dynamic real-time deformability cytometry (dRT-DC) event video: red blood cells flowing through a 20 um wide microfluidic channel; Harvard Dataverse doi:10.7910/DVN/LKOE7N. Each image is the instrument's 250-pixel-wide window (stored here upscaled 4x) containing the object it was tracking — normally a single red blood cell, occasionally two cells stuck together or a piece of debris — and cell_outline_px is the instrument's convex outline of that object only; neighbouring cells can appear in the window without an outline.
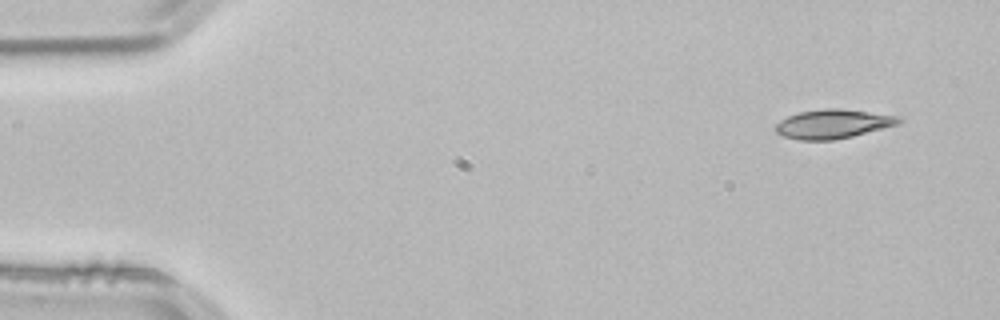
{"species": "common noctule bat (a hibernating species)", "species_latin": "Nyctalus noctula", "temperature_condition": "room temperature", "stored_images_in_passage": 50, "camera_frame_rate_fps": 3000, "um_per_image_px": 0.085, "animal": {"sex": "male", "body_mass_g": 21.5, "forearm_length_mm": 52.0}, "frame": {"image": 1, "passage_image": 1, "time_ms": 0.0, "image_size_px": [1000, 320], "cell_outline_px": [[904, 120], [900, 124], [852, 136], [832, 140], [800, 140], [784, 136], [776, 132], [772, 128], [780, 120], [788, 116], [800, 112], [824, 108], [836, 108], [900, 116]], "centroid_in_image_um": [70.8, 10.53], "position_along_channel_um": 14.2, "area_um2": 20.87}}
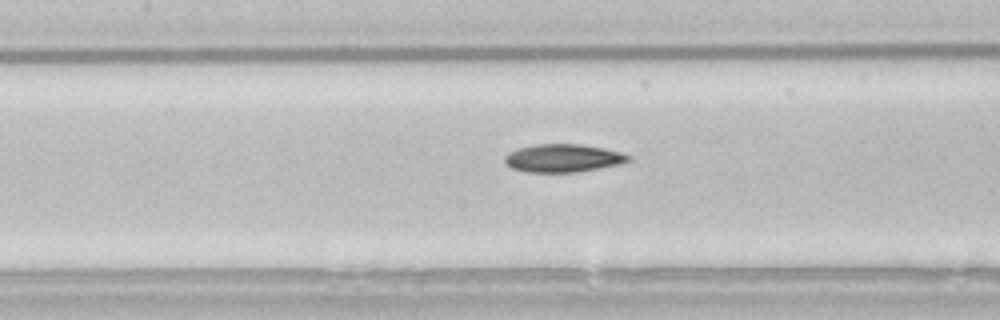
{"frame": {"image": 2, "passage_image": 21, "time_ms": 6.667, "image_size_px": [1000, 320], "cell_outline_px": [[632, 160], [620, 164], [580, 172], [528, 172], [512, 168], [504, 160], [504, 156], [508, 152], [520, 148], [536, 144], [580, 144], [604, 148], [620, 152], [632, 156]], "centroid_in_image_um": [47.9, 13.44], "position_along_channel_um": 159.5, "area_um2": 20.23}}
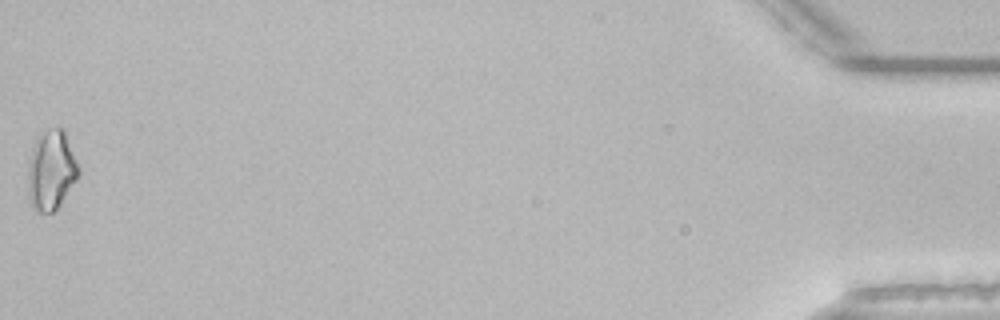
{"frame": {"image": 3, "passage_image": 50, "time_ms": 16.333, "image_size_px": [1000, 320], "cell_outline_px": [[80, 172], [76, 180], [60, 204], [52, 212], [40, 212], [32, 204], [28, 196], [28, 164], [32, 148], [36, 136], [48, 128], [64, 128], [80, 168]], "centroid_in_image_um": [4.36, 14.41], "position_along_channel_um": 430.8, "area_um2": 23.52}, "authors_computed_cell_mechanics": {"area_um2": 20.1144, "velocity_mm_per_s": 3.8579, "shape_relaxation_time_tau1_ms": 8.4509, "shape_relaxation_time_tau2_ms": 5.8732, "deformation_change_tau1": 0.1619, "deformation_change_tau2": 0.1243}}